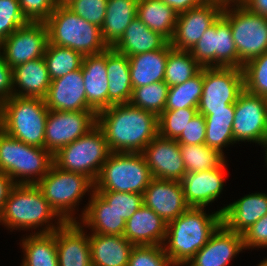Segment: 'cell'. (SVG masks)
<instances>
[{"label": "cell", "instance_id": "6da1fadb", "mask_svg": "<svg viewBox=\"0 0 267 266\" xmlns=\"http://www.w3.org/2000/svg\"><path fill=\"white\" fill-rule=\"evenodd\" d=\"M97 125L111 152L141 153L158 135V117L130 103L99 111Z\"/></svg>", "mask_w": 267, "mask_h": 266}, {"label": "cell", "instance_id": "7a4b0ae2", "mask_svg": "<svg viewBox=\"0 0 267 266\" xmlns=\"http://www.w3.org/2000/svg\"><path fill=\"white\" fill-rule=\"evenodd\" d=\"M204 210L203 207H189L167 223L166 242L162 246L176 266H185L222 223L219 211L208 215Z\"/></svg>", "mask_w": 267, "mask_h": 266}, {"label": "cell", "instance_id": "3957f363", "mask_svg": "<svg viewBox=\"0 0 267 266\" xmlns=\"http://www.w3.org/2000/svg\"><path fill=\"white\" fill-rule=\"evenodd\" d=\"M54 218L57 219V222L56 219L54 222L57 225L53 224ZM0 223L12 231H32L41 227L39 232L34 233H50L59 229L65 222L50 207L36 184H16L0 214Z\"/></svg>", "mask_w": 267, "mask_h": 266}, {"label": "cell", "instance_id": "277c9868", "mask_svg": "<svg viewBox=\"0 0 267 266\" xmlns=\"http://www.w3.org/2000/svg\"><path fill=\"white\" fill-rule=\"evenodd\" d=\"M48 112L44 99L13 95L2 102L0 129L27 145L44 148Z\"/></svg>", "mask_w": 267, "mask_h": 266}, {"label": "cell", "instance_id": "5b68a950", "mask_svg": "<svg viewBox=\"0 0 267 266\" xmlns=\"http://www.w3.org/2000/svg\"><path fill=\"white\" fill-rule=\"evenodd\" d=\"M45 24L50 44L73 49L83 56L99 54L108 48L101 35V28L66 6H56Z\"/></svg>", "mask_w": 267, "mask_h": 266}, {"label": "cell", "instance_id": "8992f818", "mask_svg": "<svg viewBox=\"0 0 267 266\" xmlns=\"http://www.w3.org/2000/svg\"><path fill=\"white\" fill-rule=\"evenodd\" d=\"M53 163V155L45 148L27 145L0 129V172L15 184H37Z\"/></svg>", "mask_w": 267, "mask_h": 266}, {"label": "cell", "instance_id": "52a82bcc", "mask_svg": "<svg viewBox=\"0 0 267 266\" xmlns=\"http://www.w3.org/2000/svg\"><path fill=\"white\" fill-rule=\"evenodd\" d=\"M56 214L65 222H77L75 208L86 194L94 191V182L87 176L65 171L54 163L36 184ZM78 204V205H77Z\"/></svg>", "mask_w": 267, "mask_h": 266}, {"label": "cell", "instance_id": "ba28073f", "mask_svg": "<svg viewBox=\"0 0 267 266\" xmlns=\"http://www.w3.org/2000/svg\"><path fill=\"white\" fill-rule=\"evenodd\" d=\"M152 179L142 153L111 152L94 182V190L143 194Z\"/></svg>", "mask_w": 267, "mask_h": 266}, {"label": "cell", "instance_id": "9c48e42d", "mask_svg": "<svg viewBox=\"0 0 267 266\" xmlns=\"http://www.w3.org/2000/svg\"><path fill=\"white\" fill-rule=\"evenodd\" d=\"M110 153L104 132L96 124L85 135L61 148L53 160L60 169L81 173L95 182Z\"/></svg>", "mask_w": 267, "mask_h": 266}, {"label": "cell", "instance_id": "30bf717a", "mask_svg": "<svg viewBox=\"0 0 267 266\" xmlns=\"http://www.w3.org/2000/svg\"><path fill=\"white\" fill-rule=\"evenodd\" d=\"M229 24L238 53V68L267 52V17L245 6H225L221 15Z\"/></svg>", "mask_w": 267, "mask_h": 266}, {"label": "cell", "instance_id": "8fae6325", "mask_svg": "<svg viewBox=\"0 0 267 266\" xmlns=\"http://www.w3.org/2000/svg\"><path fill=\"white\" fill-rule=\"evenodd\" d=\"M244 91V77L241 68L204 67L203 91L197 107L200 114L228 110Z\"/></svg>", "mask_w": 267, "mask_h": 266}, {"label": "cell", "instance_id": "7c38bea8", "mask_svg": "<svg viewBox=\"0 0 267 266\" xmlns=\"http://www.w3.org/2000/svg\"><path fill=\"white\" fill-rule=\"evenodd\" d=\"M97 124L96 111L49 110L45 124L44 148L52 155L85 135Z\"/></svg>", "mask_w": 267, "mask_h": 266}, {"label": "cell", "instance_id": "4fadbf2b", "mask_svg": "<svg viewBox=\"0 0 267 266\" xmlns=\"http://www.w3.org/2000/svg\"><path fill=\"white\" fill-rule=\"evenodd\" d=\"M233 137L236 142H253L260 146L267 139V98L244 90L235 103Z\"/></svg>", "mask_w": 267, "mask_h": 266}, {"label": "cell", "instance_id": "5bb4252c", "mask_svg": "<svg viewBox=\"0 0 267 266\" xmlns=\"http://www.w3.org/2000/svg\"><path fill=\"white\" fill-rule=\"evenodd\" d=\"M48 43V30L45 22H28L0 43V53L5 62L14 68L44 57Z\"/></svg>", "mask_w": 267, "mask_h": 266}, {"label": "cell", "instance_id": "9a60e30c", "mask_svg": "<svg viewBox=\"0 0 267 266\" xmlns=\"http://www.w3.org/2000/svg\"><path fill=\"white\" fill-rule=\"evenodd\" d=\"M223 6L204 1L199 7L178 14L172 39L169 41L176 50L190 51L207 28L222 15Z\"/></svg>", "mask_w": 267, "mask_h": 266}, {"label": "cell", "instance_id": "2e32d148", "mask_svg": "<svg viewBox=\"0 0 267 266\" xmlns=\"http://www.w3.org/2000/svg\"><path fill=\"white\" fill-rule=\"evenodd\" d=\"M141 153L153 178L181 181L186 173L176 140L157 135Z\"/></svg>", "mask_w": 267, "mask_h": 266}, {"label": "cell", "instance_id": "e0dca14e", "mask_svg": "<svg viewBox=\"0 0 267 266\" xmlns=\"http://www.w3.org/2000/svg\"><path fill=\"white\" fill-rule=\"evenodd\" d=\"M82 67L65 76L51 80L45 105L49 110L95 111L88 103L85 93Z\"/></svg>", "mask_w": 267, "mask_h": 266}, {"label": "cell", "instance_id": "ac0fdd59", "mask_svg": "<svg viewBox=\"0 0 267 266\" xmlns=\"http://www.w3.org/2000/svg\"><path fill=\"white\" fill-rule=\"evenodd\" d=\"M143 204L166 223L176 219L190 206L185 200L180 181L153 178L144 190Z\"/></svg>", "mask_w": 267, "mask_h": 266}, {"label": "cell", "instance_id": "d6986e66", "mask_svg": "<svg viewBox=\"0 0 267 266\" xmlns=\"http://www.w3.org/2000/svg\"><path fill=\"white\" fill-rule=\"evenodd\" d=\"M242 250L243 235L227 229L221 223L186 266H228Z\"/></svg>", "mask_w": 267, "mask_h": 266}, {"label": "cell", "instance_id": "ffe728a7", "mask_svg": "<svg viewBox=\"0 0 267 266\" xmlns=\"http://www.w3.org/2000/svg\"><path fill=\"white\" fill-rule=\"evenodd\" d=\"M220 167L199 172H186L181 179L185 200L190 207H206L222 193L226 170Z\"/></svg>", "mask_w": 267, "mask_h": 266}, {"label": "cell", "instance_id": "44dd1931", "mask_svg": "<svg viewBox=\"0 0 267 266\" xmlns=\"http://www.w3.org/2000/svg\"><path fill=\"white\" fill-rule=\"evenodd\" d=\"M78 222L64 223L56 230L58 266H92L89 234Z\"/></svg>", "mask_w": 267, "mask_h": 266}, {"label": "cell", "instance_id": "7402d4cb", "mask_svg": "<svg viewBox=\"0 0 267 266\" xmlns=\"http://www.w3.org/2000/svg\"><path fill=\"white\" fill-rule=\"evenodd\" d=\"M218 211L227 229L243 234L267 214V194L258 192L245 195Z\"/></svg>", "mask_w": 267, "mask_h": 266}, {"label": "cell", "instance_id": "603a6c76", "mask_svg": "<svg viewBox=\"0 0 267 266\" xmlns=\"http://www.w3.org/2000/svg\"><path fill=\"white\" fill-rule=\"evenodd\" d=\"M167 223L144 204L126 221L124 237L134 246L163 245Z\"/></svg>", "mask_w": 267, "mask_h": 266}, {"label": "cell", "instance_id": "cb8c5ba5", "mask_svg": "<svg viewBox=\"0 0 267 266\" xmlns=\"http://www.w3.org/2000/svg\"><path fill=\"white\" fill-rule=\"evenodd\" d=\"M89 204L81 212L82 215L77 221L82 227L91 229L92 233L103 235L123 236L125 223L120 215L105 201L97 192L90 194ZM81 221V222H79Z\"/></svg>", "mask_w": 267, "mask_h": 266}, {"label": "cell", "instance_id": "d4e9b609", "mask_svg": "<svg viewBox=\"0 0 267 266\" xmlns=\"http://www.w3.org/2000/svg\"><path fill=\"white\" fill-rule=\"evenodd\" d=\"M87 103L98 113L108 108V73L106 50L99 54L84 56L82 61Z\"/></svg>", "mask_w": 267, "mask_h": 266}, {"label": "cell", "instance_id": "484cf974", "mask_svg": "<svg viewBox=\"0 0 267 266\" xmlns=\"http://www.w3.org/2000/svg\"><path fill=\"white\" fill-rule=\"evenodd\" d=\"M12 77L13 95L18 97L44 99L51 84L44 57L15 66Z\"/></svg>", "mask_w": 267, "mask_h": 266}, {"label": "cell", "instance_id": "4316f807", "mask_svg": "<svg viewBox=\"0 0 267 266\" xmlns=\"http://www.w3.org/2000/svg\"><path fill=\"white\" fill-rule=\"evenodd\" d=\"M106 70L108 73V107L129 103L133 88L128 57L113 47H108Z\"/></svg>", "mask_w": 267, "mask_h": 266}, {"label": "cell", "instance_id": "83f0119b", "mask_svg": "<svg viewBox=\"0 0 267 266\" xmlns=\"http://www.w3.org/2000/svg\"><path fill=\"white\" fill-rule=\"evenodd\" d=\"M92 266H127L134 245L124 236L89 234Z\"/></svg>", "mask_w": 267, "mask_h": 266}, {"label": "cell", "instance_id": "f1b7e54d", "mask_svg": "<svg viewBox=\"0 0 267 266\" xmlns=\"http://www.w3.org/2000/svg\"><path fill=\"white\" fill-rule=\"evenodd\" d=\"M171 49L168 42L160 50L128 57L133 89L164 81L167 57Z\"/></svg>", "mask_w": 267, "mask_h": 266}, {"label": "cell", "instance_id": "f546056e", "mask_svg": "<svg viewBox=\"0 0 267 266\" xmlns=\"http://www.w3.org/2000/svg\"><path fill=\"white\" fill-rule=\"evenodd\" d=\"M168 42L164 36L152 31L136 16L113 48L129 57L160 50Z\"/></svg>", "mask_w": 267, "mask_h": 266}, {"label": "cell", "instance_id": "4dcf8cb0", "mask_svg": "<svg viewBox=\"0 0 267 266\" xmlns=\"http://www.w3.org/2000/svg\"><path fill=\"white\" fill-rule=\"evenodd\" d=\"M138 0H108L101 35L108 47H113L137 16Z\"/></svg>", "mask_w": 267, "mask_h": 266}, {"label": "cell", "instance_id": "1f68e13d", "mask_svg": "<svg viewBox=\"0 0 267 266\" xmlns=\"http://www.w3.org/2000/svg\"><path fill=\"white\" fill-rule=\"evenodd\" d=\"M21 241L24 253L21 266H58L56 231L30 233Z\"/></svg>", "mask_w": 267, "mask_h": 266}, {"label": "cell", "instance_id": "d6a6232c", "mask_svg": "<svg viewBox=\"0 0 267 266\" xmlns=\"http://www.w3.org/2000/svg\"><path fill=\"white\" fill-rule=\"evenodd\" d=\"M178 14L161 0H138L137 17L168 41L173 37Z\"/></svg>", "mask_w": 267, "mask_h": 266}, {"label": "cell", "instance_id": "836d02e7", "mask_svg": "<svg viewBox=\"0 0 267 266\" xmlns=\"http://www.w3.org/2000/svg\"><path fill=\"white\" fill-rule=\"evenodd\" d=\"M235 114V103L228 105V110L212 111V114H202L206 122L205 144L222 154L223 147L234 144L233 121Z\"/></svg>", "mask_w": 267, "mask_h": 266}, {"label": "cell", "instance_id": "e575fe53", "mask_svg": "<svg viewBox=\"0 0 267 266\" xmlns=\"http://www.w3.org/2000/svg\"><path fill=\"white\" fill-rule=\"evenodd\" d=\"M202 68L190 51L172 48L167 57L164 82L169 87L182 84L197 75Z\"/></svg>", "mask_w": 267, "mask_h": 266}, {"label": "cell", "instance_id": "d590c367", "mask_svg": "<svg viewBox=\"0 0 267 266\" xmlns=\"http://www.w3.org/2000/svg\"><path fill=\"white\" fill-rule=\"evenodd\" d=\"M179 149L186 172L210 170L220 167L226 161L224 154L206 144H179Z\"/></svg>", "mask_w": 267, "mask_h": 266}, {"label": "cell", "instance_id": "8d00e7d4", "mask_svg": "<svg viewBox=\"0 0 267 266\" xmlns=\"http://www.w3.org/2000/svg\"><path fill=\"white\" fill-rule=\"evenodd\" d=\"M204 67L186 82L168 89L165 110L197 108L203 91Z\"/></svg>", "mask_w": 267, "mask_h": 266}, {"label": "cell", "instance_id": "74e56055", "mask_svg": "<svg viewBox=\"0 0 267 266\" xmlns=\"http://www.w3.org/2000/svg\"><path fill=\"white\" fill-rule=\"evenodd\" d=\"M84 56L70 48L48 43L44 60L51 80L65 76L82 67Z\"/></svg>", "mask_w": 267, "mask_h": 266}, {"label": "cell", "instance_id": "f35d334b", "mask_svg": "<svg viewBox=\"0 0 267 266\" xmlns=\"http://www.w3.org/2000/svg\"><path fill=\"white\" fill-rule=\"evenodd\" d=\"M168 89L164 81L134 88L129 103L158 117L165 110Z\"/></svg>", "mask_w": 267, "mask_h": 266}, {"label": "cell", "instance_id": "ab89813d", "mask_svg": "<svg viewBox=\"0 0 267 266\" xmlns=\"http://www.w3.org/2000/svg\"><path fill=\"white\" fill-rule=\"evenodd\" d=\"M216 67L238 68V53L230 24L220 16L216 21Z\"/></svg>", "mask_w": 267, "mask_h": 266}, {"label": "cell", "instance_id": "60d3db41", "mask_svg": "<svg viewBox=\"0 0 267 266\" xmlns=\"http://www.w3.org/2000/svg\"><path fill=\"white\" fill-rule=\"evenodd\" d=\"M197 113V108L164 110L158 116V135L166 139L177 140L188 125V122Z\"/></svg>", "mask_w": 267, "mask_h": 266}, {"label": "cell", "instance_id": "b9f144b4", "mask_svg": "<svg viewBox=\"0 0 267 266\" xmlns=\"http://www.w3.org/2000/svg\"><path fill=\"white\" fill-rule=\"evenodd\" d=\"M242 71L244 90L267 98V52L246 62Z\"/></svg>", "mask_w": 267, "mask_h": 266}, {"label": "cell", "instance_id": "7bdbcfd3", "mask_svg": "<svg viewBox=\"0 0 267 266\" xmlns=\"http://www.w3.org/2000/svg\"><path fill=\"white\" fill-rule=\"evenodd\" d=\"M124 220L127 221L142 205L143 194L117 191H97Z\"/></svg>", "mask_w": 267, "mask_h": 266}, {"label": "cell", "instance_id": "ee69618b", "mask_svg": "<svg viewBox=\"0 0 267 266\" xmlns=\"http://www.w3.org/2000/svg\"><path fill=\"white\" fill-rule=\"evenodd\" d=\"M127 266H176L166 255L162 245L134 246Z\"/></svg>", "mask_w": 267, "mask_h": 266}, {"label": "cell", "instance_id": "f6af8a7d", "mask_svg": "<svg viewBox=\"0 0 267 266\" xmlns=\"http://www.w3.org/2000/svg\"><path fill=\"white\" fill-rule=\"evenodd\" d=\"M27 23L18 0H0V43Z\"/></svg>", "mask_w": 267, "mask_h": 266}, {"label": "cell", "instance_id": "bcb514c9", "mask_svg": "<svg viewBox=\"0 0 267 266\" xmlns=\"http://www.w3.org/2000/svg\"><path fill=\"white\" fill-rule=\"evenodd\" d=\"M216 22L206 29L196 45L190 50L202 67H216Z\"/></svg>", "mask_w": 267, "mask_h": 266}, {"label": "cell", "instance_id": "7dc6e473", "mask_svg": "<svg viewBox=\"0 0 267 266\" xmlns=\"http://www.w3.org/2000/svg\"><path fill=\"white\" fill-rule=\"evenodd\" d=\"M107 2L108 0H72L66 7L101 28L106 15Z\"/></svg>", "mask_w": 267, "mask_h": 266}, {"label": "cell", "instance_id": "c3c4849f", "mask_svg": "<svg viewBox=\"0 0 267 266\" xmlns=\"http://www.w3.org/2000/svg\"><path fill=\"white\" fill-rule=\"evenodd\" d=\"M28 22H45L55 10V0H18Z\"/></svg>", "mask_w": 267, "mask_h": 266}, {"label": "cell", "instance_id": "681fc988", "mask_svg": "<svg viewBox=\"0 0 267 266\" xmlns=\"http://www.w3.org/2000/svg\"><path fill=\"white\" fill-rule=\"evenodd\" d=\"M206 122L205 117L197 115L188 122L180 137L176 140L179 144L199 145L205 144Z\"/></svg>", "mask_w": 267, "mask_h": 266}, {"label": "cell", "instance_id": "f907efd6", "mask_svg": "<svg viewBox=\"0 0 267 266\" xmlns=\"http://www.w3.org/2000/svg\"><path fill=\"white\" fill-rule=\"evenodd\" d=\"M242 235L244 249L267 248V214Z\"/></svg>", "mask_w": 267, "mask_h": 266}, {"label": "cell", "instance_id": "816d5d0a", "mask_svg": "<svg viewBox=\"0 0 267 266\" xmlns=\"http://www.w3.org/2000/svg\"><path fill=\"white\" fill-rule=\"evenodd\" d=\"M13 96L12 68L5 62L0 53V102Z\"/></svg>", "mask_w": 267, "mask_h": 266}, {"label": "cell", "instance_id": "f5cc1de1", "mask_svg": "<svg viewBox=\"0 0 267 266\" xmlns=\"http://www.w3.org/2000/svg\"><path fill=\"white\" fill-rule=\"evenodd\" d=\"M170 6L177 14L199 7L206 0H161Z\"/></svg>", "mask_w": 267, "mask_h": 266}, {"label": "cell", "instance_id": "db71d44e", "mask_svg": "<svg viewBox=\"0 0 267 266\" xmlns=\"http://www.w3.org/2000/svg\"><path fill=\"white\" fill-rule=\"evenodd\" d=\"M15 185V182L7 174L0 172V214L3 211L5 202Z\"/></svg>", "mask_w": 267, "mask_h": 266}, {"label": "cell", "instance_id": "11a10c76", "mask_svg": "<svg viewBox=\"0 0 267 266\" xmlns=\"http://www.w3.org/2000/svg\"><path fill=\"white\" fill-rule=\"evenodd\" d=\"M242 5L254 13L267 17V0H245Z\"/></svg>", "mask_w": 267, "mask_h": 266}, {"label": "cell", "instance_id": "9f6ffc18", "mask_svg": "<svg viewBox=\"0 0 267 266\" xmlns=\"http://www.w3.org/2000/svg\"><path fill=\"white\" fill-rule=\"evenodd\" d=\"M211 2H215L223 7L229 5H241L245 2V0H208Z\"/></svg>", "mask_w": 267, "mask_h": 266}, {"label": "cell", "instance_id": "6f0895ef", "mask_svg": "<svg viewBox=\"0 0 267 266\" xmlns=\"http://www.w3.org/2000/svg\"><path fill=\"white\" fill-rule=\"evenodd\" d=\"M72 0H55L56 6H67Z\"/></svg>", "mask_w": 267, "mask_h": 266}, {"label": "cell", "instance_id": "680465c9", "mask_svg": "<svg viewBox=\"0 0 267 266\" xmlns=\"http://www.w3.org/2000/svg\"><path fill=\"white\" fill-rule=\"evenodd\" d=\"M263 147L266 149V150H265V154H266V155H265V156H266V157H265V162H266V165H267V139H266V141L264 142V145L262 146V148H263Z\"/></svg>", "mask_w": 267, "mask_h": 266}, {"label": "cell", "instance_id": "91938a15", "mask_svg": "<svg viewBox=\"0 0 267 266\" xmlns=\"http://www.w3.org/2000/svg\"><path fill=\"white\" fill-rule=\"evenodd\" d=\"M258 266H267V258L261 261V263H259Z\"/></svg>", "mask_w": 267, "mask_h": 266}]
</instances>
